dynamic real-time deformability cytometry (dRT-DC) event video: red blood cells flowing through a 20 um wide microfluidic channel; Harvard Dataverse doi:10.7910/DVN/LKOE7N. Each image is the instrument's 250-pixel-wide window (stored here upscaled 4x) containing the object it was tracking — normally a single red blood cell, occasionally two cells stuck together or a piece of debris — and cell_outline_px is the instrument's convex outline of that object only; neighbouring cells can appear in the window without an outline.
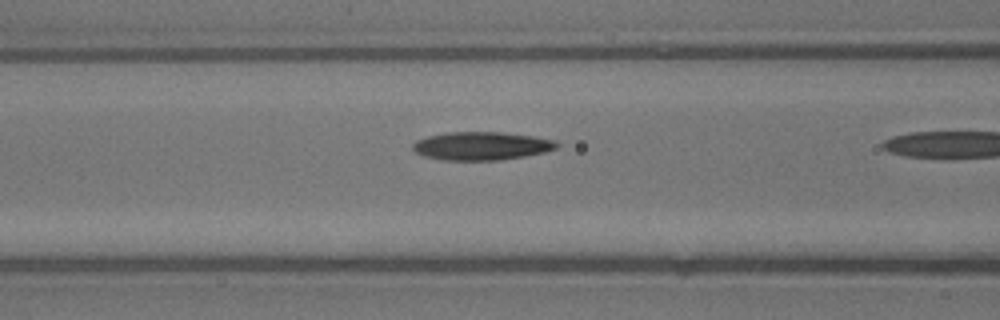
{"species": "common noctule bat (a hibernating species)", "species_latin": "Nyctalus noctula", "temperature_condition": "warm", "stored_images_in_passage": 11, "camera_frame_rate_fps": 3000, "um_per_image_px": 0.085, "animal": {"sex": "male", "body_mass_g": 13.3}, "frame": {"image": 1, "passage_image": 10, "time_ms": 3.0, "image_size_px": [1000, 320], "cell_outline_px": [[560, 144], [556, 148], [544, 152], [524, 156], [500, 160], [440, 160], [424, 156], [416, 152], [412, 148], [412, 144], [416, 140], [428, 136], [448, 132], [504, 132], [532, 136], [556, 140]], "centroid_in_image_um": [40.92, 12.4], "position_along_channel_um": 125.7, "area_um2": 23.76}}